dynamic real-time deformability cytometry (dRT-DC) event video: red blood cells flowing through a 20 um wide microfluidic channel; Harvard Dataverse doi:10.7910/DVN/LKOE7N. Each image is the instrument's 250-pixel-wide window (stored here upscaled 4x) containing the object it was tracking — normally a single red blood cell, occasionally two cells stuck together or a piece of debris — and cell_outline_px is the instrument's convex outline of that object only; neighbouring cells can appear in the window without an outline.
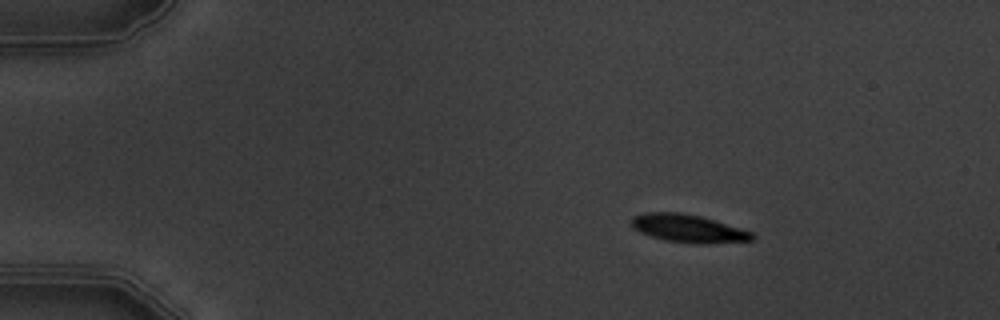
{"species": "common noctule bat (a hibernating species)", "species_latin": "Nyctalus noctula", "temperature_condition": "warm", "stored_images_in_passage": 4, "camera_frame_rate_fps": 3000, "um_per_image_px": 0.085, "animal": {"sex": "male", "body_mass_g": 19.5, "forearm_length_mm": 54.6}, "frame": {"image": 1, "passage_image": 2, "time_ms": 1.333, "image_size_px": [1000, 320], "cell_outline_px": [[756, 236], [752, 240], [704, 244], [696, 244], [664, 240], [640, 232], [632, 228], [632, 216], [644, 212], [680, 212], [700, 216], [752, 232]], "centroid_in_image_um": [58.46, 19.42], "position_along_channel_um": 26.5, "area_um2": 19.54}}